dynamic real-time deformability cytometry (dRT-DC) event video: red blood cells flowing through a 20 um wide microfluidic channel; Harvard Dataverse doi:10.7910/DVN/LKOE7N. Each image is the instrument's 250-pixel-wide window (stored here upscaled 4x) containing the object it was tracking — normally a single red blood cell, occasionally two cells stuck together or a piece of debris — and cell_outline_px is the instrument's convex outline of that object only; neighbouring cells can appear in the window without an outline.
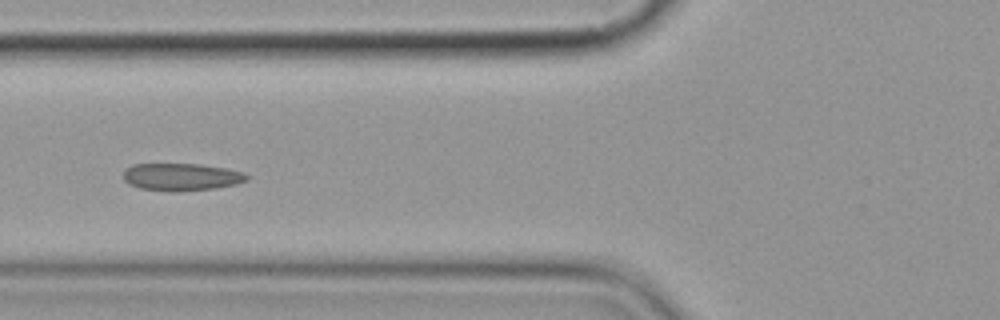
{"species": "common noctule bat (a hibernating species)", "species_latin": "Nyctalus noctula", "temperature_condition": "cold", "stored_images_in_passage": 9, "camera_frame_rate_fps": 3000, "um_per_image_px": 0.085, "animal": {"sex": "female", "body_mass_g": 19.9}, "frame": {"image": 1, "passage_image": 7, "time_ms": 7.0, "image_size_px": [1000, 320], "cell_outline_px": [[248, 180], [236, 184], [216, 188], [176, 192], [172, 192], [140, 188], [128, 184], [124, 180], [124, 172], [132, 164], [200, 164], [224, 168], [244, 172], [248, 176]], "centroid_in_image_um": [15.42, 15.05], "position_along_channel_um": 110.4, "area_um2": 19.77}}
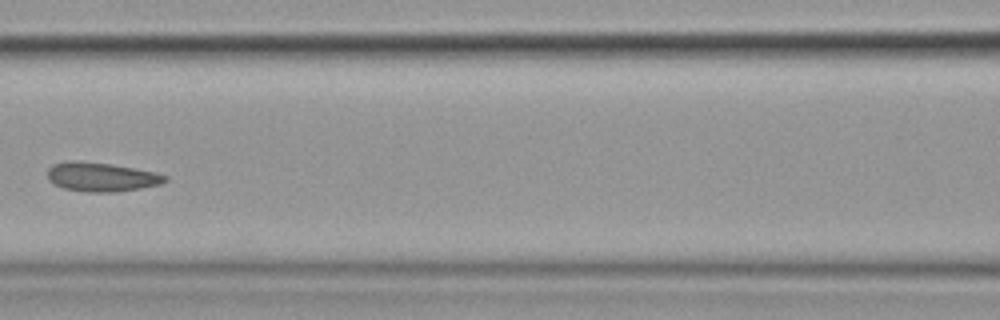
{"frame": {"image": 2, "passage_image": 8, "time_ms": 8.333, "image_size_px": [1000, 320], "cell_outline_px": [[168, 180], [160, 184], [140, 188], [116, 192], [88, 192], [64, 188], [48, 180], [48, 168], [52, 164], [68, 160], [80, 160], [112, 164], [156, 172], [168, 176]], "centroid_in_image_um": [8.62, 15.02], "position_along_channel_um": 158.0, "area_um2": 20.06}}
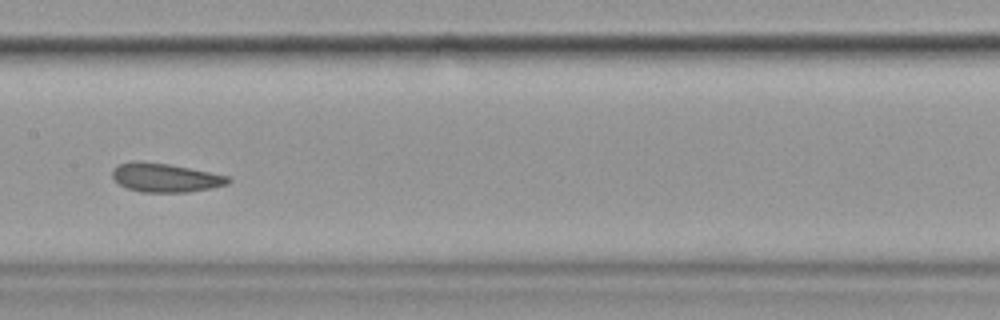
{"frame": {"image": 3, "passage_image": 9, "time_ms": 9.333, "image_size_px": [1000, 320], "cell_outline_px": [[232, 180], [228, 184], [212, 188], [188, 192], [140, 192], [128, 188], [120, 184], [112, 176], [112, 168], [116, 164], [132, 160], [168, 164], [228, 176]], "centroid_in_image_um": [14.02, 15.1], "position_along_channel_um": 193.4, "area_um2": 19.42}}